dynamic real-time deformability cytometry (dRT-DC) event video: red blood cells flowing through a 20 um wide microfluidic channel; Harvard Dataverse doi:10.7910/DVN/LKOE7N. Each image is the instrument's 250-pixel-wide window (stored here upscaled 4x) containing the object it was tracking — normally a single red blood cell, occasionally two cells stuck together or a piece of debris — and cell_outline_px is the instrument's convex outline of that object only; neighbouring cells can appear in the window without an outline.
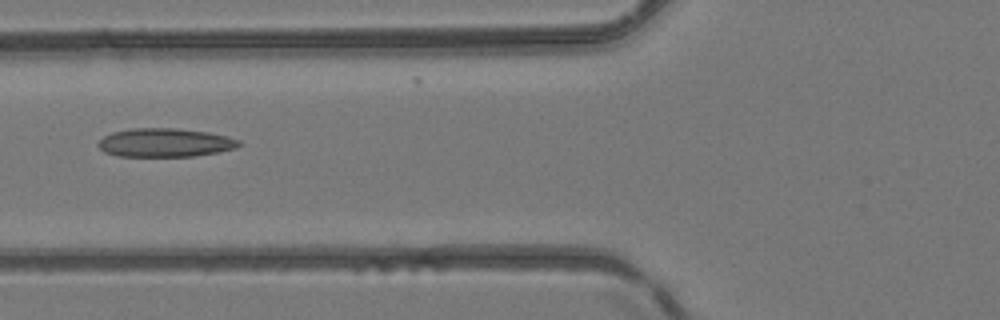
{"species": "common noctule bat (a hibernating species)", "species_latin": "Nyctalus noctula", "temperature_condition": "room temperature", "stored_images_in_passage": 6, "camera_frame_rate_fps": 3000, "um_per_image_px": 0.085, "animal": {"sex": "female", "body_mass_g": 24.6, "forearm_length_mm": 56.2}, "frame": {"image": 1, "passage_image": 5, "time_ms": 5.333, "image_size_px": [1000, 320], "cell_outline_px": [[240, 144], [236, 148], [196, 156], [116, 156], [104, 152], [96, 144], [104, 136], [112, 132], [132, 128], [176, 128], [208, 132], [228, 136], [240, 140]], "centroid_in_image_um": [14.01, 12.12], "position_along_channel_um": 111.8, "area_um2": 23.52}}